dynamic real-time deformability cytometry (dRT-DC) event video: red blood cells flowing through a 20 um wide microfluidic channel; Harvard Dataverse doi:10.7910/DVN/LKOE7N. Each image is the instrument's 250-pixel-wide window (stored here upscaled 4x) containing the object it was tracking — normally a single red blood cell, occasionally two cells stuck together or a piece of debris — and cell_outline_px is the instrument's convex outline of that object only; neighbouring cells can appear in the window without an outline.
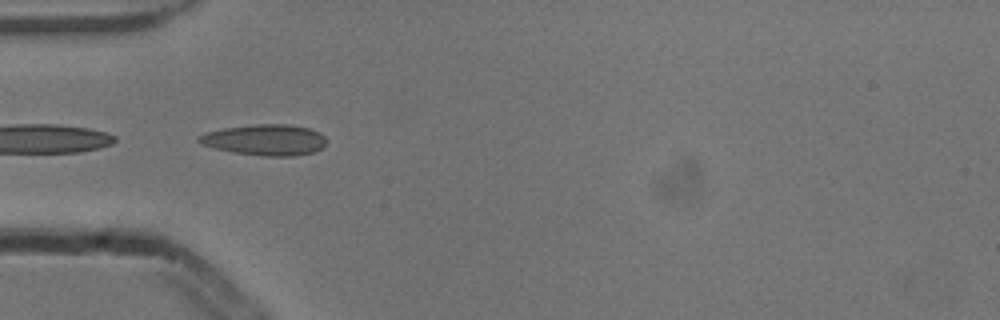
{"species": "common noctule bat (a hibernating species)", "species_latin": "Nyctalus noctula", "temperature_condition": "cold", "stored_images_in_passage": 22, "camera_frame_rate_fps": 3000, "um_per_image_px": 0.085, "animal": {"sex": "male", "body_mass_g": 13.3}, "frame": {"image": 1, "passage_image": 1, "time_ms": 0.0, "image_size_px": [1000, 320], "cell_outline_px": [[324, 144], [320, 148], [312, 152], [296, 156], [264, 156], [232, 152], [212, 148], [200, 144], [196, 140], [196, 136], [204, 132], [224, 128], [256, 124], [288, 124], [312, 128], [320, 132], [324, 136]], "centroid_in_image_um": [22.47, 11.88], "position_along_channel_um": 62.5, "area_um2": 23.24}}
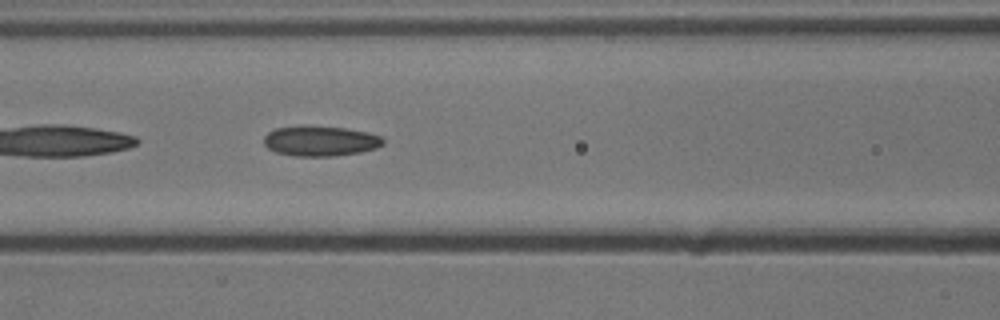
{"frame": {"image": 2, "passage_image": 7, "time_ms": 2.0, "image_size_px": [1000, 320], "cell_outline_px": [[384, 144], [376, 148], [360, 152], [336, 156], [296, 156], [276, 152], [268, 148], [264, 144], [264, 136], [268, 132], [276, 128], [300, 124], [344, 128], [368, 132], [380, 136], [384, 140]], "centroid_in_image_um": [27.21, 11.97], "position_along_channel_um": 139.4, "area_um2": 21.27}}
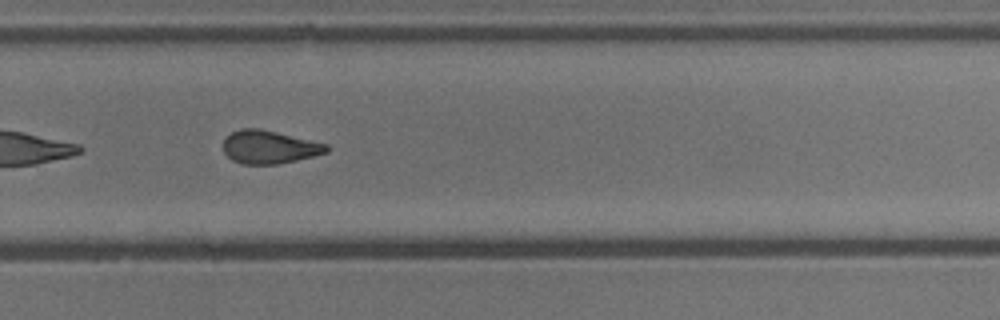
{"frame": {"image": 3, "passage_image": 20, "time_ms": 6.333, "image_size_px": [1000, 320], "cell_outline_px": [[328, 152], [296, 160], [276, 164], [244, 164], [232, 160], [224, 152], [224, 136], [240, 128], [260, 128], [328, 144]], "centroid_in_image_um": [22.86, 12.49], "position_along_channel_um": 306.9, "area_um2": 19.88}}